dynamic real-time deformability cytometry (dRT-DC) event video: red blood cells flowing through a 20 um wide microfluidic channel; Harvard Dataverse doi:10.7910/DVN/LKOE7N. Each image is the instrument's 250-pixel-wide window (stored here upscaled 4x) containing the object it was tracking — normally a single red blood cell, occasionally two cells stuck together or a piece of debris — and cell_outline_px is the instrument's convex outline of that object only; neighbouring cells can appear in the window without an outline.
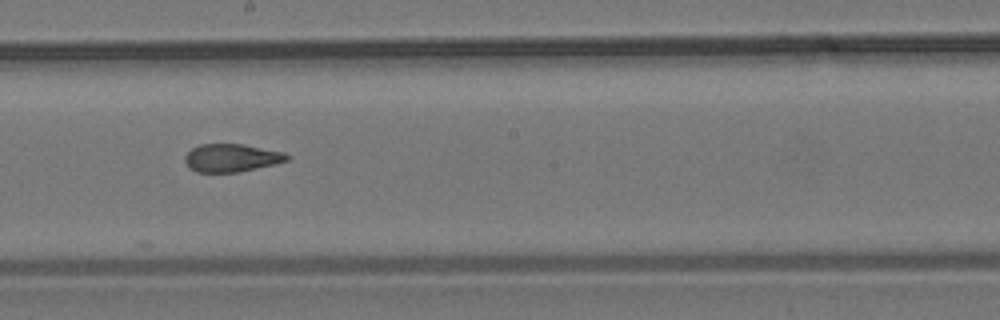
{"species": "common noctule bat (a hibernating species)", "species_latin": "Nyctalus noctula", "temperature_condition": "room temperature", "stored_images_in_passage": 11, "segment_of_instrument_passage": [1, 2], "camera_frame_rate_fps": 3000, "um_per_image_px": 0.085, "animal": {"sex": "male", "body_mass_g": 19.2, "forearm_length_mm": 51.8}, "frame": {"image": 1, "passage_image": 7, "time_ms": 8.0, "image_size_px": [1000, 320], "cell_outline_px": [[292, 156], [288, 160], [276, 164], [240, 172], [196, 172], [184, 160], [184, 156], [192, 148], [200, 144], [244, 144], [284, 152]], "centroid_in_image_um": [19.73, 13.41], "position_along_channel_um": 228.5, "area_um2": 16.7}}
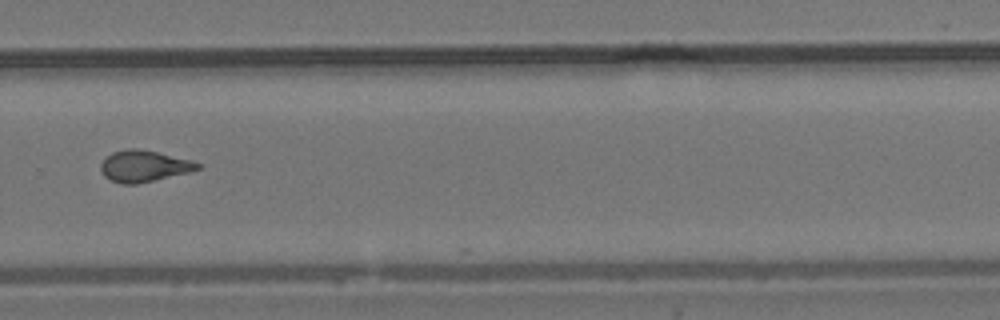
{"frame": {"image": 2, "passage_image": 9, "time_ms": 10.333, "image_size_px": [1000, 320], "cell_outline_px": [[200, 168], [188, 172], [136, 184], [120, 184], [104, 176], [100, 168], [100, 164], [112, 152], [128, 148], [140, 148], [192, 160], [200, 164]], "centroid_in_image_um": [12.21, 14.11], "position_along_channel_um": 317.6, "area_um2": 17.57}}